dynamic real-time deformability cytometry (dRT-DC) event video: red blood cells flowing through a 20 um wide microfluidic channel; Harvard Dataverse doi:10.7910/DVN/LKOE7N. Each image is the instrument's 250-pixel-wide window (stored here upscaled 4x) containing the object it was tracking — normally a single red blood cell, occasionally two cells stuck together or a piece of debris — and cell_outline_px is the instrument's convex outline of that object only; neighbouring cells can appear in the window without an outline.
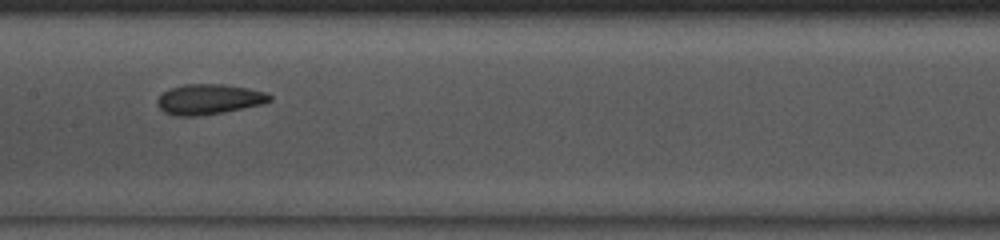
{"species": "common noctule bat (a hibernating species)", "species_latin": "Nyctalus noctula", "temperature_condition": "room temperature", "stored_images_in_passage": 32, "camera_frame_rate_fps": 3000, "um_per_image_px": 0.085, "animal": {"sex": "male", "body_mass_g": 13.0, "forearm_length_mm": 53.1}, "frame": {"image": 1, "passage_image": 10, "time_ms": 3.0, "image_size_px": [1000, 240], "cell_outline_px": [[272, 100], [260, 104], [224, 112], [196, 116], [176, 116], [164, 112], [156, 104], [156, 100], [164, 92], [172, 88], [184, 84], [224, 84], [248, 88], [268, 92], [272, 96]], "centroid_in_image_um": [17.76, 8.43], "position_along_channel_um": 189.6, "area_um2": 19.77}, "authors_computed_cell_mechanics": {"area_um2": 19.652, "velocity_mm_per_s": 4.0848, "shape_relaxation_time_tau1_ms": 4.5751, "shape_relaxation_time_tau2_ms": 2.2157, "deformation_change_tau1": 0.1138, "deformation_change_tau2": 0.0746}}